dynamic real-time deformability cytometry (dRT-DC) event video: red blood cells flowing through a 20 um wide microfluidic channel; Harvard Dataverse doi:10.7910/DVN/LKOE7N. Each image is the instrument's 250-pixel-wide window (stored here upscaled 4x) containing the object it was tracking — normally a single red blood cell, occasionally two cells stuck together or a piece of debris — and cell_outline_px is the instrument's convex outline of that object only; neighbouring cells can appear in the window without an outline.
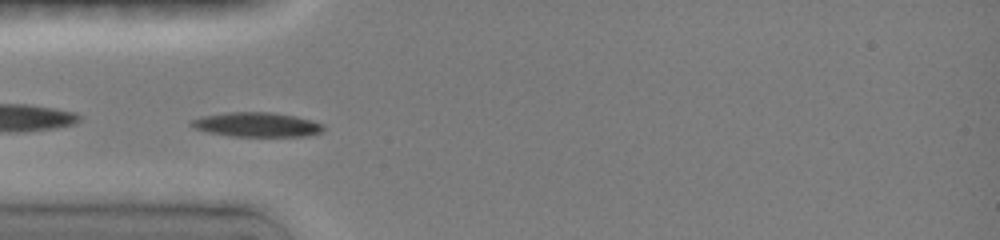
{"species": "common noctule bat (a hibernating species)", "species_latin": "Nyctalus noctula", "temperature_condition": "room temperature", "stored_images_in_passage": 8, "camera_frame_rate_fps": 3000, "um_per_image_px": 0.085, "animal": {"sex": "female", "body_mass_g": 19.0, "forearm_length_mm": 51.5}, "frame": {"image": 1, "passage_image": 6, "time_ms": 3.667, "image_size_px": [1000, 240], "cell_outline_px": [[324, 128], [320, 132], [308, 136], [228, 136], [208, 132], [192, 128], [188, 124], [188, 120], [200, 116], [224, 112], [272, 112], [296, 116], [312, 120], [324, 124]], "centroid_in_image_um": [21.75, 10.58], "position_along_channel_um": 63.2, "area_um2": 19.19}}